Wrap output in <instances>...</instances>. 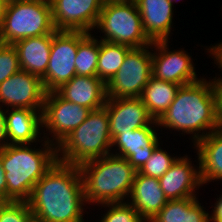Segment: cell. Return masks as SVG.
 <instances>
[{"instance_id": "obj_1", "label": "cell", "mask_w": 222, "mask_h": 222, "mask_svg": "<svg viewBox=\"0 0 222 222\" xmlns=\"http://www.w3.org/2000/svg\"><path fill=\"white\" fill-rule=\"evenodd\" d=\"M27 202L33 217L43 222H85L80 167L57 160L34 185Z\"/></svg>"}, {"instance_id": "obj_2", "label": "cell", "mask_w": 222, "mask_h": 222, "mask_svg": "<svg viewBox=\"0 0 222 222\" xmlns=\"http://www.w3.org/2000/svg\"><path fill=\"white\" fill-rule=\"evenodd\" d=\"M158 128L190 135L193 145L219 129V107L216 85L211 79L180 86L173 102L157 121ZM192 137V138H191Z\"/></svg>"}, {"instance_id": "obj_3", "label": "cell", "mask_w": 222, "mask_h": 222, "mask_svg": "<svg viewBox=\"0 0 222 222\" xmlns=\"http://www.w3.org/2000/svg\"><path fill=\"white\" fill-rule=\"evenodd\" d=\"M36 145H6L1 148L7 201L27 202L34 185L56 163L57 147L54 144L43 139L39 148H35Z\"/></svg>"}, {"instance_id": "obj_4", "label": "cell", "mask_w": 222, "mask_h": 222, "mask_svg": "<svg viewBox=\"0 0 222 222\" xmlns=\"http://www.w3.org/2000/svg\"><path fill=\"white\" fill-rule=\"evenodd\" d=\"M79 167L86 204L127 202L137 172L127 159L110 153Z\"/></svg>"}, {"instance_id": "obj_5", "label": "cell", "mask_w": 222, "mask_h": 222, "mask_svg": "<svg viewBox=\"0 0 222 222\" xmlns=\"http://www.w3.org/2000/svg\"><path fill=\"white\" fill-rule=\"evenodd\" d=\"M112 138L105 107L91 111L85 121L57 146V160L70 165L111 153Z\"/></svg>"}, {"instance_id": "obj_6", "label": "cell", "mask_w": 222, "mask_h": 222, "mask_svg": "<svg viewBox=\"0 0 222 222\" xmlns=\"http://www.w3.org/2000/svg\"><path fill=\"white\" fill-rule=\"evenodd\" d=\"M55 31L49 0L8 2L0 43L14 44L21 39L53 34Z\"/></svg>"}, {"instance_id": "obj_7", "label": "cell", "mask_w": 222, "mask_h": 222, "mask_svg": "<svg viewBox=\"0 0 222 222\" xmlns=\"http://www.w3.org/2000/svg\"><path fill=\"white\" fill-rule=\"evenodd\" d=\"M99 40L140 48L153 42L144 32L142 19L135 2L105 3L99 14L95 31ZM99 30V31H98Z\"/></svg>"}, {"instance_id": "obj_8", "label": "cell", "mask_w": 222, "mask_h": 222, "mask_svg": "<svg viewBox=\"0 0 222 222\" xmlns=\"http://www.w3.org/2000/svg\"><path fill=\"white\" fill-rule=\"evenodd\" d=\"M151 76V45L131 48L116 75L106 85L107 98L140 97Z\"/></svg>"}, {"instance_id": "obj_9", "label": "cell", "mask_w": 222, "mask_h": 222, "mask_svg": "<svg viewBox=\"0 0 222 222\" xmlns=\"http://www.w3.org/2000/svg\"><path fill=\"white\" fill-rule=\"evenodd\" d=\"M90 112L87 107L65 100L56 91L47 92L42 112L44 139L57 147Z\"/></svg>"}, {"instance_id": "obj_10", "label": "cell", "mask_w": 222, "mask_h": 222, "mask_svg": "<svg viewBox=\"0 0 222 222\" xmlns=\"http://www.w3.org/2000/svg\"><path fill=\"white\" fill-rule=\"evenodd\" d=\"M78 50V31L56 30L46 73L41 77L46 92L56 91L75 75V58Z\"/></svg>"}, {"instance_id": "obj_11", "label": "cell", "mask_w": 222, "mask_h": 222, "mask_svg": "<svg viewBox=\"0 0 222 222\" xmlns=\"http://www.w3.org/2000/svg\"><path fill=\"white\" fill-rule=\"evenodd\" d=\"M169 43L166 40L151 44L152 76L180 86L199 81L192 56L183 48L169 49Z\"/></svg>"}, {"instance_id": "obj_12", "label": "cell", "mask_w": 222, "mask_h": 222, "mask_svg": "<svg viewBox=\"0 0 222 222\" xmlns=\"http://www.w3.org/2000/svg\"><path fill=\"white\" fill-rule=\"evenodd\" d=\"M46 93L41 77L20 70L0 84V108L43 110Z\"/></svg>"}, {"instance_id": "obj_13", "label": "cell", "mask_w": 222, "mask_h": 222, "mask_svg": "<svg viewBox=\"0 0 222 222\" xmlns=\"http://www.w3.org/2000/svg\"><path fill=\"white\" fill-rule=\"evenodd\" d=\"M56 30L93 33L104 2L102 0H49Z\"/></svg>"}, {"instance_id": "obj_14", "label": "cell", "mask_w": 222, "mask_h": 222, "mask_svg": "<svg viewBox=\"0 0 222 222\" xmlns=\"http://www.w3.org/2000/svg\"><path fill=\"white\" fill-rule=\"evenodd\" d=\"M158 131V123L154 120L148 126L117 134L112 139L111 153L124 157L138 171L162 142Z\"/></svg>"}, {"instance_id": "obj_15", "label": "cell", "mask_w": 222, "mask_h": 222, "mask_svg": "<svg viewBox=\"0 0 222 222\" xmlns=\"http://www.w3.org/2000/svg\"><path fill=\"white\" fill-rule=\"evenodd\" d=\"M191 157L182 155L177 158L171 168L159 178V183L168 200H180L188 197H197L202 188L199 162L192 164ZM197 190V191H196Z\"/></svg>"}, {"instance_id": "obj_16", "label": "cell", "mask_w": 222, "mask_h": 222, "mask_svg": "<svg viewBox=\"0 0 222 222\" xmlns=\"http://www.w3.org/2000/svg\"><path fill=\"white\" fill-rule=\"evenodd\" d=\"M104 107L107 109L112 139L117 134L148 126L154 121L139 97L107 98Z\"/></svg>"}, {"instance_id": "obj_17", "label": "cell", "mask_w": 222, "mask_h": 222, "mask_svg": "<svg viewBox=\"0 0 222 222\" xmlns=\"http://www.w3.org/2000/svg\"><path fill=\"white\" fill-rule=\"evenodd\" d=\"M42 112L26 108L5 109L7 145L40 144L44 139Z\"/></svg>"}, {"instance_id": "obj_18", "label": "cell", "mask_w": 222, "mask_h": 222, "mask_svg": "<svg viewBox=\"0 0 222 222\" xmlns=\"http://www.w3.org/2000/svg\"><path fill=\"white\" fill-rule=\"evenodd\" d=\"M144 32L152 41L170 40L173 26L174 5L167 0H136Z\"/></svg>"}, {"instance_id": "obj_19", "label": "cell", "mask_w": 222, "mask_h": 222, "mask_svg": "<svg viewBox=\"0 0 222 222\" xmlns=\"http://www.w3.org/2000/svg\"><path fill=\"white\" fill-rule=\"evenodd\" d=\"M56 92L65 100L91 111L103 108L107 100V86L97 76L75 75Z\"/></svg>"}, {"instance_id": "obj_20", "label": "cell", "mask_w": 222, "mask_h": 222, "mask_svg": "<svg viewBox=\"0 0 222 222\" xmlns=\"http://www.w3.org/2000/svg\"><path fill=\"white\" fill-rule=\"evenodd\" d=\"M149 222L168 202L158 178L136 172L132 190L127 200Z\"/></svg>"}, {"instance_id": "obj_21", "label": "cell", "mask_w": 222, "mask_h": 222, "mask_svg": "<svg viewBox=\"0 0 222 222\" xmlns=\"http://www.w3.org/2000/svg\"><path fill=\"white\" fill-rule=\"evenodd\" d=\"M192 146L197 152L202 185L222 181V130L212 131Z\"/></svg>"}, {"instance_id": "obj_22", "label": "cell", "mask_w": 222, "mask_h": 222, "mask_svg": "<svg viewBox=\"0 0 222 222\" xmlns=\"http://www.w3.org/2000/svg\"><path fill=\"white\" fill-rule=\"evenodd\" d=\"M52 45V34L21 39L13 44L16 48L20 69L39 77L47 70Z\"/></svg>"}, {"instance_id": "obj_23", "label": "cell", "mask_w": 222, "mask_h": 222, "mask_svg": "<svg viewBox=\"0 0 222 222\" xmlns=\"http://www.w3.org/2000/svg\"><path fill=\"white\" fill-rule=\"evenodd\" d=\"M198 197L168 200L149 222H210V211L201 206Z\"/></svg>"}, {"instance_id": "obj_24", "label": "cell", "mask_w": 222, "mask_h": 222, "mask_svg": "<svg viewBox=\"0 0 222 222\" xmlns=\"http://www.w3.org/2000/svg\"><path fill=\"white\" fill-rule=\"evenodd\" d=\"M180 85L153 76L143 88L140 99L150 116L158 121L173 102Z\"/></svg>"}, {"instance_id": "obj_25", "label": "cell", "mask_w": 222, "mask_h": 222, "mask_svg": "<svg viewBox=\"0 0 222 222\" xmlns=\"http://www.w3.org/2000/svg\"><path fill=\"white\" fill-rule=\"evenodd\" d=\"M92 33L78 31V50L75 58L76 75L97 76L100 40Z\"/></svg>"}, {"instance_id": "obj_26", "label": "cell", "mask_w": 222, "mask_h": 222, "mask_svg": "<svg viewBox=\"0 0 222 222\" xmlns=\"http://www.w3.org/2000/svg\"><path fill=\"white\" fill-rule=\"evenodd\" d=\"M130 49L127 45L100 40L97 77L107 85L116 75Z\"/></svg>"}, {"instance_id": "obj_27", "label": "cell", "mask_w": 222, "mask_h": 222, "mask_svg": "<svg viewBox=\"0 0 222 222\" xmlns=\"http://www.w3.org/2000/svg\"><path fill=\"white\" fill-rule=\"evenodd\" d=\"M171 155L164 150L160 144L155 148L151 157L147 162L137 171L142 175H147L154 178H160L163 176L177 160L179 156Z\"/></svg>"}, {"instance_id": "obj_28", "label": "cell", "mask_w": 222, "mask_h": 222, "mask_svg": "<svg viewBox=\"0 0 222 222\" xmlns=\"http://www.w3.org/2000/svg\"><path fill=\"white\" fill-rule=\"evenodd\" d=\"M105 208L106 212L99 216V222H147L136 209L128 202L105 203L98 207Z\"/></svg>"}, {"instance_id": "obj_29", "label": "cell", "mask_w": 222, "mask_h": 222, "mask_svg": "<svg viewBox=\"0 0 222 222\" xmlns=\"http://www.w3.org/2000/svg\"><path fill=\"white\" fill-rule=\"evenodd\" d=\"M32 217L28 202H0V222H29Z\"/></svg>"}, {"instance_id": "obj_30", "label": "cell", "mask_w": 222, "mask_h": 222, "mask_svg": "<svg viewBox=\"0 0 222 222\" xmlns=\"http://www.w3.org/2000/svg\"><path fill=\"white\" fill-rule=\"evenodd\" d=\"M20 70L16 48L13 44L0 43V84Z\"/></svg>"}, {"instance_id": "obj_31", "label": "cell", "mask_w": 222, "mask_h": 222, "mask_svg": "<svg viewBox=\"0 0 222 222\" xmlns=\"http://www.w3.org/2000/svg\"><path fill=\"white\" fill-rule=\"evenodd\" d=\"M205 50H207L206 52L209 53L208 57L211 56V58L214 60V64H216V66H218L219 69V72L222 71V42H219V43H215L214 45H210L208 46V48ZM220 74L218 75V77H214L213 76V79L210 78L213 83L217 86V85H221L222 84V76H220Z\"/></svg>"}, {"instance_id": "obj_32", "label": "cell", "mask_w": 222, "mask_h": 222, "mask_svg": "<svg viewBox=\"0 0 222 222\" xmlns=\"http://www.w3.org/2000/svg\"><path fill=\"white\" fill-rule=\"evenodd\" d=\"M7 201V183L5 178V171L1 161V148H0V202Z\"/></svg>"}, {"instance_id": "obj_33", "label": "cell", "mask_w": 222, "mask_h": 222, "mask_svg": "<svg viewBox=\"0 0 222 222\" xmlns=\"http://www.w3.org/2000/svg\"><path fill=\"white\" fill-rule=\"evenodd\" d=\"M7 145L5 109L0 108V148Z\"/></svg>"}, {"instance_id": "obj_34", "label": "cell", "mask_w": 222, "mask_h": 222, "mask_svg": "<svg viewBox=\"0 0 222 222\" xmlns=\"http://www.w3.org/2000/svg\"><path fill=\"white\" fill-rule=\"evenodd\" d=\"M218 93V107H219V129L222 130V84L216 86Z\"/></svg>"}, {"instance_id": "obj_35", "label": "cell", "mask_w": 222, "mask_h": 222, "mask_svg": "<svg viewBox=\"0 0 222 222\" xmlns=\"http://www.w3.org/2000/svg\"><path fill=\"white\" fill-rule=\"evenodd\" d=\"M219 198L216 199V202L211 205L213 208H212V211H211V214H222V194H220L218 196Z\"/></svg>"}, {"instance_id": "obj_36", "label": "cell", "mask_w": 222, "mask_h": 222, "mask_svg": "<svg viewBox=\"0 0 222 222\" xmlns=\"http://www.w3.org/2000/svg\"><path fill=\"white\" fill-rule=\"evenodd\" d=\"M7 3H8L7 0H0V32L2 29L4 17H5V10H6Z\"/></svg>"}, {"instance_id": "obj_37", "label": "cell", "mask_w": 222, "mask_h": 222, "mask_svg": "<svg viewBox=\"0 0 222 222\" xmlns=\"http://www.w3.org/2000/svg\"><path fill=\"white\" fill-rule=\"evenodd\" d=\"M210 222H222V214H210Z\"/></svg>"}, {"instance_id": "obj_38", "label": "cell", "mask_w": 222, "mask_h": 222, "mask_svg": "<svg viewBox=\"0 0 222 222\" xmlns=\"http://www.w3.org/2000/svg\"><path fill=\"white\" fill-rule=\"evenodd\" d=\"M105 3H110V2H135L136 0H102Z\"/></svg>"}, {"instance_id": "obj_39", "label": "cell", "mask_w": 222, "mask_h": 222, "mask_svg": "<svg viewBox=\"0 0 222 222\" xmlns=\"http://www.w3.org/2000/svg\"><path fill=\"white\" fill-rule=\"evenodd\" d=\"M29 222H43V221L38 220V219H36V218L32 217V218L30 219V221H29Z\"/></svg>"}, {"instance_id": "obj_40", "label": "cell", "mask_w": 222, "mask_h": 222, "mask_svg": "<svg viewBox=\"0 0 222 222\" xmlns=\"http://www.w3.org/2000/svg\"><path fill=\"white\" fill-rule=\"evenodd\" d=\"M167 1H169L173 5L174 2L176 3V1H179V0H167Z\"/></svg>"}, {"instance_id": "obj_41", "label": "cell", "mask_w": 222, "mask_h": 222, "mask_svg": "<svg viewBox=\"0 0 222 222\" xmlns=\"http://www.w3.org/2000/svg\"><path fill=\"white\" fill-rule=\"evenodd\" d=\"M8 2H13V1H24V0H7Z\"/></svg>"}]
</instances>
